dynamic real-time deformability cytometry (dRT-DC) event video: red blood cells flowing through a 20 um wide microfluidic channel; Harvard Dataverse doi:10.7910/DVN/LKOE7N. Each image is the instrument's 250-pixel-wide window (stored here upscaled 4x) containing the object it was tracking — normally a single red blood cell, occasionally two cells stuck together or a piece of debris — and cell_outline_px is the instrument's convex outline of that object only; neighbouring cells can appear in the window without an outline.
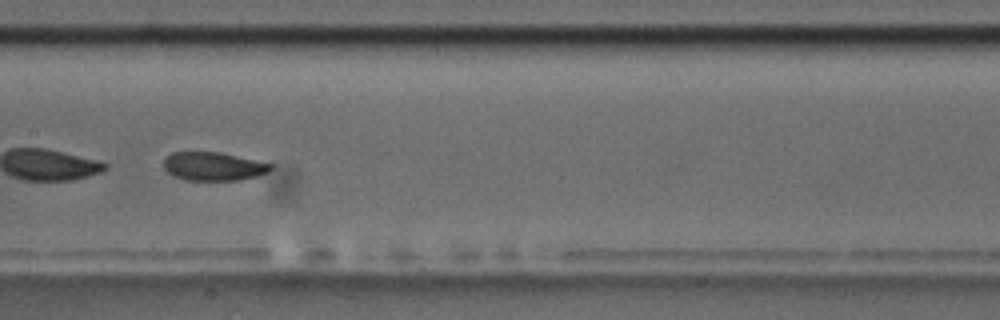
{"species": "common noctule bat (a hibernating species)", "species_latin": "Nyctalus noctula", "temperature_condition": "room temperature", "stored_images_in_passage": 11, "segment_of_instrument_passage": [2, 2], "camera_frame_rate_fps": 3000, "um_per_image_px": 0.085, "animal": {"sex": "male", "body_mass_g": 17.5, "forearm_length_mm": 52.3}, "frame": {"image": 1, "passage_image": 8, "time_ms": 9.0, "image_size_px": [1000, 320], "cell_outline_px": [[272, 168], [268, 172], [256, 176], [240, 180], [184, 180], [172, 176], [164, 168], [164, 160], [172, 152], [220, 152], [272, 164]], "centroid_in_image_um": [18.12, 14.15], "position_along_channel_um": 189.3, "area_um2": 17.69}}
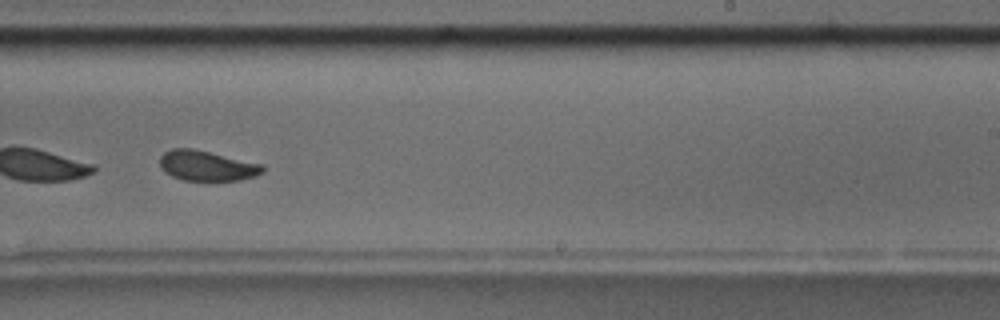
{"frame": {"image": 2, "passage_image": 10, "time_ms": 11.333, "image_size_px": [1000, 320], "cell_outline_px": [[264, 172], [256, 176], [240, 180], [184, 180], [172, 176], [164, 172], [160, 168], [160, 156], [164, 152], [172, 148], [192, 148], [264, 164]], "centroid_in_image_um": [17.59, 14.08], "position_along_channel_um": 271.4, "area_um2": 18.21}}